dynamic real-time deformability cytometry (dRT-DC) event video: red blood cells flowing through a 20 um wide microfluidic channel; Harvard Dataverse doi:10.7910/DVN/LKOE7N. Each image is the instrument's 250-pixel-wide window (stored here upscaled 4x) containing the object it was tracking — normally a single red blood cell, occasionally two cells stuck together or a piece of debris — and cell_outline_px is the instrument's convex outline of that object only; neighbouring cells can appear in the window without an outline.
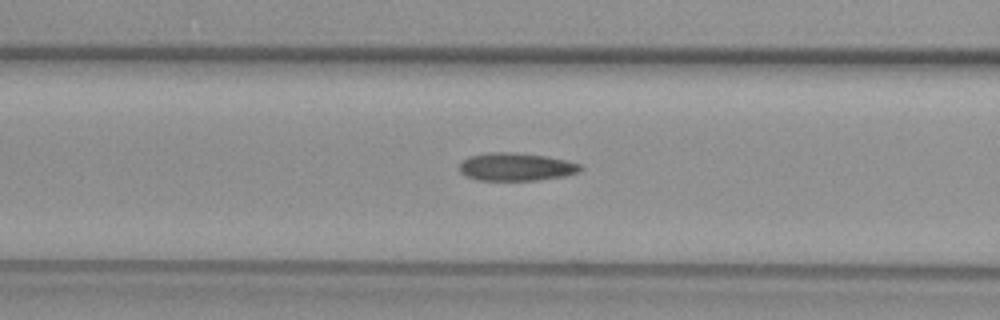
{"species": "common noctule bat (a hibernating species)", "species_latin": "Nyctalus noctula", "temperature_condition": "warm", "stored_images_in_passage": 50, "camera_frame_rate_fps": 3000, "um_per_image_px": 0.085, "animal": {"sex": "female", "body_mass_g": 29.2, "forearm_length_mm": 56.3}, "frame": {"image": 1, "passage_image": 20, "time_ms": 6.333, "image_size_px": [1000, 320], "cell_outline_px": [[584, 168], [580, 172], [564, 176], [536, 180], [480, 180], [464, 176], [460, 172], [460, 160], [468, 156], [488, 152], [516, 152], [548, 156], [568, 160], [580, 164]], "centroid_in_image_um": [43.87, 14.17], "position_along_channel_um": 122.7, "area_um2": 20.06}}
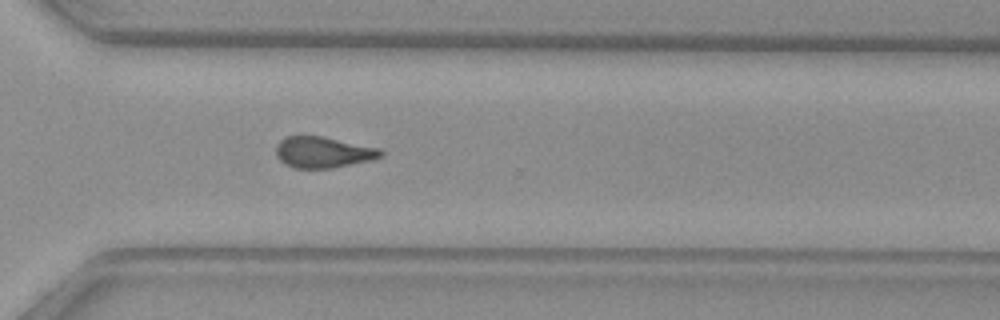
{"frame": {"image": 2, "passage_image": 36, "time_ms": 11.667, "image_size_px": [1000, 320], "cell_outline_px": [[384, 156], [372, 160], [332, 168], [292, 168], [284, 164], [276, 156], [276, 144], [280, 140], [288, 136], [300, 132], [380, 148], [384, 152]], "centroid_in_image_um": [27.42, 12.91], "position_along_channel_um": 343.2, "area_um2": 19.54}}
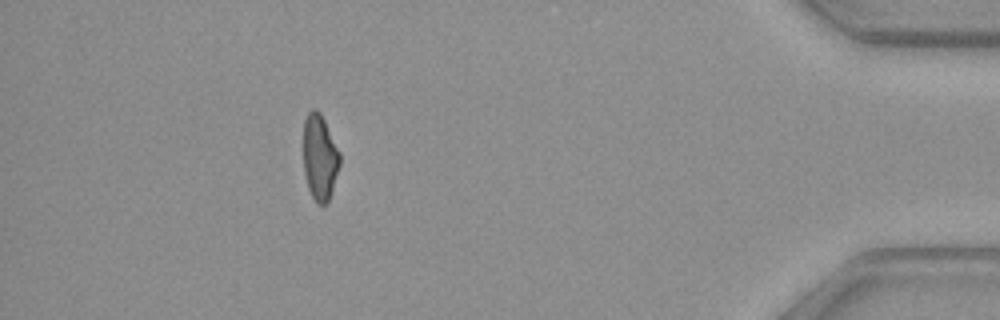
{"frame": {"image": 3, "passage_image": 45, "time_ms": 14.667, "image_size_px": [1000, 320], "cell_outline_px": [[340, 164], [328, 204], [316, 204], [308, 188], [304, 172], [304, 120], [308, 112], [312, 108], [316, 108], [320, 112], [340, 152]], "centroid_in_image_um": [27.18, 13.38], "position_along_channel_um": 408.0, "area_um2": 18.26}}